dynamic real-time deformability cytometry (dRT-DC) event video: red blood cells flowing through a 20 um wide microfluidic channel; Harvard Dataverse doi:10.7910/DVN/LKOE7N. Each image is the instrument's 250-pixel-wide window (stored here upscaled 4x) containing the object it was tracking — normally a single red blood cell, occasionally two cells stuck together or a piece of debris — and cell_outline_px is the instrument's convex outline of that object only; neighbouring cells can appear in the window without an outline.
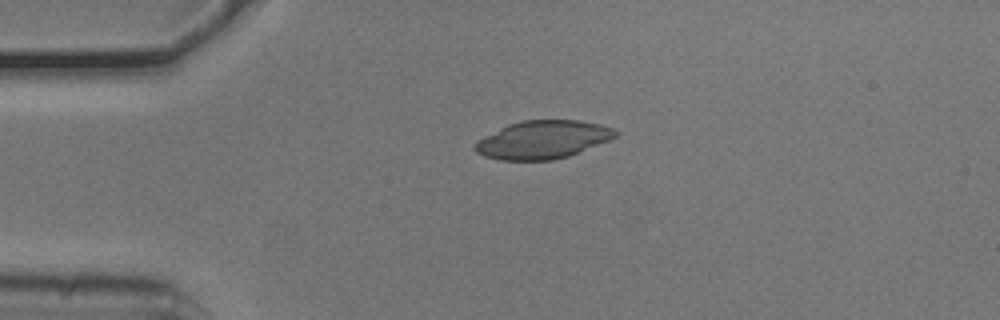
{"species": "common noctule bat (a hibernating species)", "species_latin": "Nyctalus noctula", "temperature_condition": "cold", "stored_images_in_passage": 42, "camera_frame_rate_fps": 3000, "um_per_image_px": 0.085, "animal": {"sex": "male", "body_mass_g": 20.5, "forearm_length_mm": 52.5}, "frame": {"image": 1, "passage_image": 1, "time_ms": 0.0, "image_size_px": [1000, 320], "cell_outline_px": [[620, 132], [616, 136], [608, 140], [568, 156], [552, 160], [500, 160], [484, 156], [476, 152], [472, 144], [476, 140], [508, 124], [524, 120], [580, 120], [600, 124], [616, 128]], "centroid_in_image_um": [46.12, 11.86], "position_along_channel_um": 38.9, "area_um2": 31.21}}